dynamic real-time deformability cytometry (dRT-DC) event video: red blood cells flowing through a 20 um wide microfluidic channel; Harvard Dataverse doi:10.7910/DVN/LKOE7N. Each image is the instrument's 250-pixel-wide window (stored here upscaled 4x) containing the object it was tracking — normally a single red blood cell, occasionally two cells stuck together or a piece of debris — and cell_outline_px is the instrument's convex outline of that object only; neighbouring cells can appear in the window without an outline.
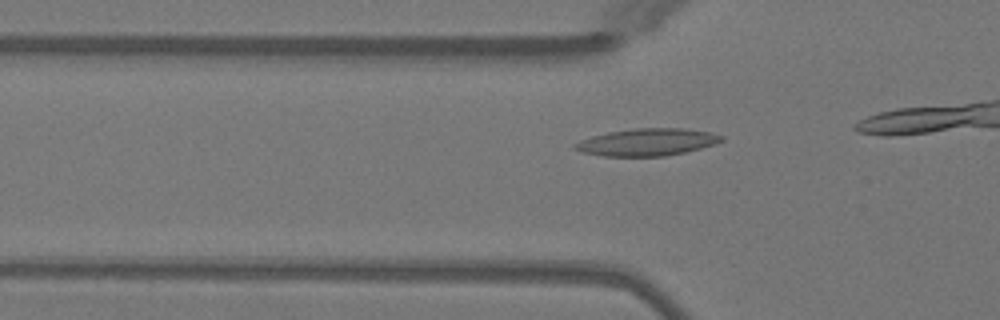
{"species": "Egyptian fruit bat (a non-hibernating species)", "species_latin": "Rousettus aegyptiacus", "temperature_condition": "warm", "stored_images_in_passage": 17, "camera_frame_rate_fps": 3000, "um_per_image_px": 0.085, "animal": {"sex": "female"}, "frame": {"image": 1, "passage_image": 12, "time_ms": 3.667, "image_size_px": [1000, 320], "cell_outline_px": [[724, 140], [716, 144], [684, 152], [664, 156], [604, 156], [584, 152], [572, 148], [572, 144], [580, 140], [592, 136], [608, 132], [636, 128], [684, 128], [708, 132], [724, 136]], "centroid_in_image_um": [55.0, 12.08], "position_along_channel_um": 70.8, "area_um2": 23.18}}